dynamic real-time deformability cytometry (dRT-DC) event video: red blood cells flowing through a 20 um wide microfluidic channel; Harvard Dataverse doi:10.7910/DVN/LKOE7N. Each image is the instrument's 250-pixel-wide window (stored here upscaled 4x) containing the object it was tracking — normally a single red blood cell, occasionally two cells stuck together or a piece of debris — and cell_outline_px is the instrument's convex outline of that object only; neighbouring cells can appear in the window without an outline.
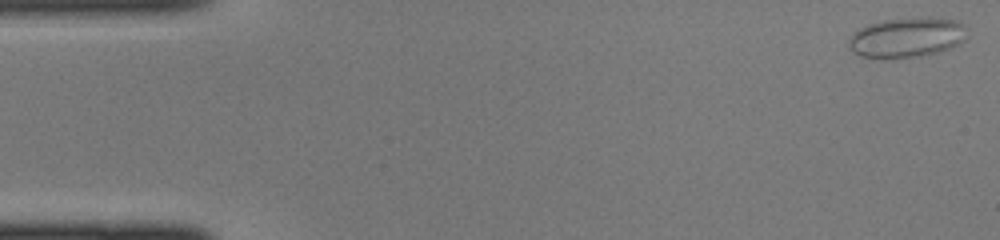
{"species": "common noctule bat (a hibernating species)", "species_latin": "Nyctalus noctula", "temperature_condition": "cold", "stored_images_in_passage": 44, "camera_frame_rate_fps": 3000, "um_per_image_px": 0.085, "animal": {"sex": "female", "body_mass_g": 22.0, "forearm_length_mm": 56.7}, "frame": {"image": 1, "passage_image": 1, "time_ms": 0.0, "image_size_px": [1000, 240], "cell_outline_px": [[964, 40], [948, 48], [936, 52], [920, 56], [884, 60], [860, 56], [852, 52], [848, 40], [852, 32], [856, 28], [868, 24], [884, 20], [928, 16], [956, 20], [964, 24]], "centroid_in_image_um": [76.99, 3.18], "position_along_channel_um": 8.0, "area_um2": 27.92}}
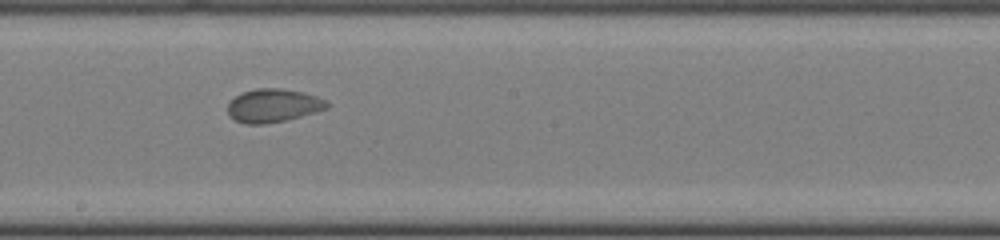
{"frame": {"image": 2, "passage_image": 24, "time_ms": 7.667, "image_size_px": [1000, 240], "cell_outline_px": [[328, 108], [316, 112], [284, 120], [264, 124], [244, 124], [228, 116], [228, 104], [236, 96], [244, 92], [256, 88], [280, 88], [304, 92], [316, 96], [324, 100], [328, 104]], "centroid_in_image_um": [23.21, 8.97], "position_along_channel_um": 225.0, "area_um2": 19.13}}
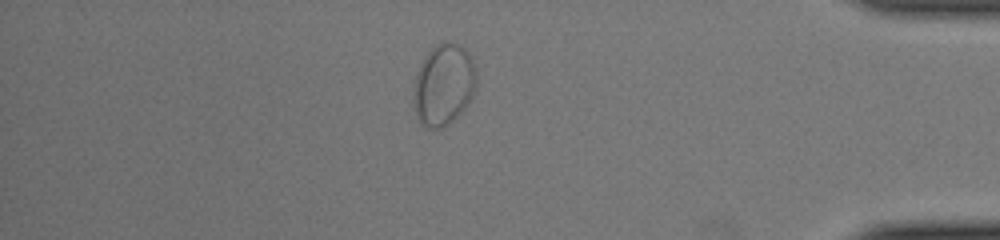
{"frame": {"image": 3, "passage_image": 38, "time_ms": 12.333, "image_size_px": [1000, 240], "cell_outline_px": [[476, 88], [468, 104], [448, 124], [440, 128], [428, 128], [420, 124], [416, 116], [416, 76], [420, 64], [424, 56], [440, 40], [452, 40], [460, 44], [468, 52], [476, 68]], "centroid_in_image_um": [37.75, 7.14], "position_along_channel_um": 397.4, "area_um2": 29.71}}